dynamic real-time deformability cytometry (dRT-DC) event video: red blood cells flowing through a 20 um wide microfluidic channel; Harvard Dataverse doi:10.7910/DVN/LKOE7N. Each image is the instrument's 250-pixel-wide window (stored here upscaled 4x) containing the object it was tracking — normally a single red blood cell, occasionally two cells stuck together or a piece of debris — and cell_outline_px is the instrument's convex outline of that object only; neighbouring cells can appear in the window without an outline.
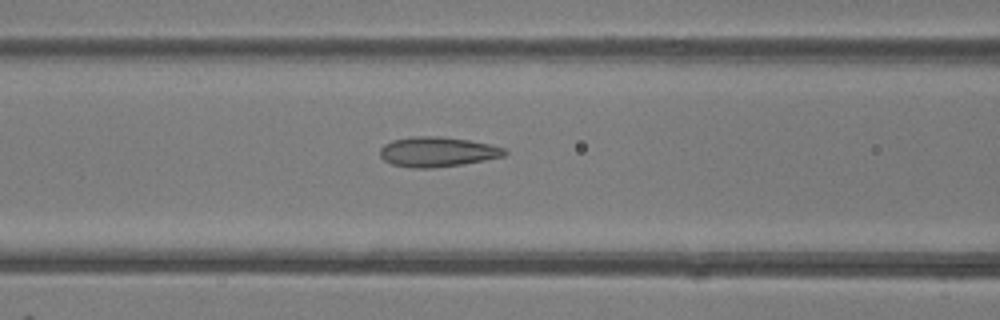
{"species": "common noctule bat (a hibernating species)", "species_latin": "Nyctalus noctula", "temperature_condition": "room temperature", "stored_images_in_passage": 18, "camera_frame_rate_fps": 3000, "um_per_image_px": 0.085, "animal": {"sex": "female"}, "frame": {"image": 1, "passage_image": 13, "time_ms": 4.0, "image_size_px": [1000, 320], "cell_outline_px": [[508, 152], [504, 156], [484, 160], [460, 164], [432, 168], [412, 168], [392, 164], [384, 160], [380, 156], [380, 148], [384, 144], [392, 140], [412, 136], [440, 136], [468, 140], [488, 144], [504, 148]], "centroid_in_image_um": [37.14, 12.9], "position_along_channel_um": 129.5, "area_um2": 21.62}}
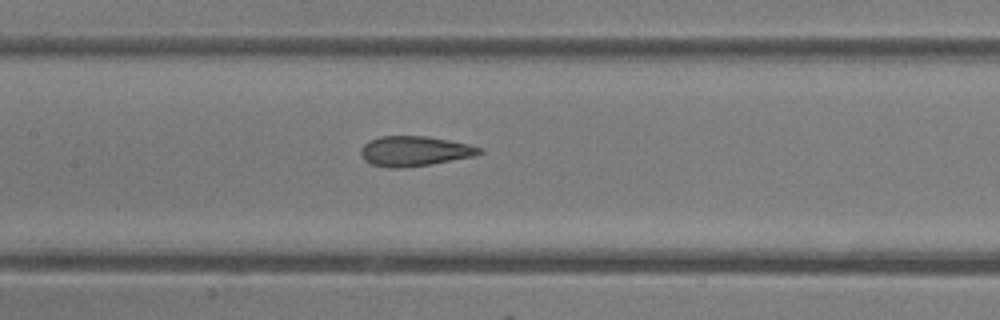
{"frame": {"image": 2, "passage_image": 16, "time_ms": 5.0, "image_size_px": [1000, 320], "cell_outline_px": [[484, 152], [476, 156], [404, 168], [388, 168], [372, 164], [364, 160], [360, 152], [360, 148], [368, 140], [380, 136], [428, 136], [468, 144], [480, 148]], "centroid_in_image_um": [35.2, 12.84], "position_along_channel_um": 172.2, "area_um2": 20.75}}